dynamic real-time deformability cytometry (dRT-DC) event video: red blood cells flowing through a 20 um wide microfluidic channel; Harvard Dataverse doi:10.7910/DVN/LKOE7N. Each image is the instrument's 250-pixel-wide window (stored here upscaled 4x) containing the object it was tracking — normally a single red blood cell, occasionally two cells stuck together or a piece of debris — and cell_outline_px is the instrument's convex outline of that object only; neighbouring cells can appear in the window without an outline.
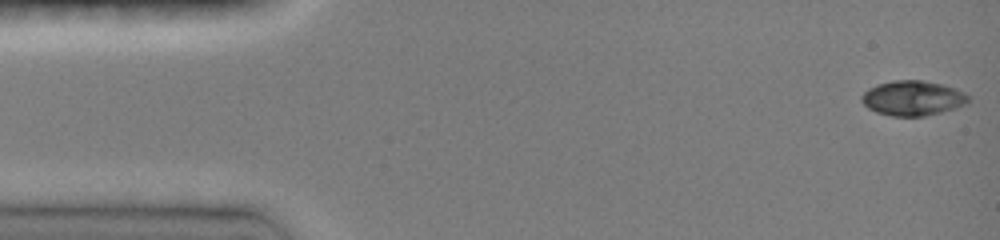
{"species": "common noctule bat (a hibernating species)", "species_latin": "Nyctalus noctula", "temperature_condition": "room temperature", "stored_images_in_passage": 38, "camera_frame_rate_fps": 3000, "um_per_image_px": 0.085, "animal": {"sex": "female", "body_mass_g": 19.0, "forearm_length_mm": 51.5}, "frame": {"image": 1, "passage_image": 1, "time_ms": 0.0, "image_size_px": [1000, 240], "cell_outline_px": [[968, 104], [956, 108], [924, 116], [892, 116], [876, 112], [868, 108], [860, 100], [860, 96], [868, 88], [876, 84], [892, 80], [920, 80], [940, 84], [956, 88], [964, 92], [968, 96]], "centroid_in_image_um": [77.56, 8.34], "position_along_channel_um": 7.4, "area_um2": 21.79}}
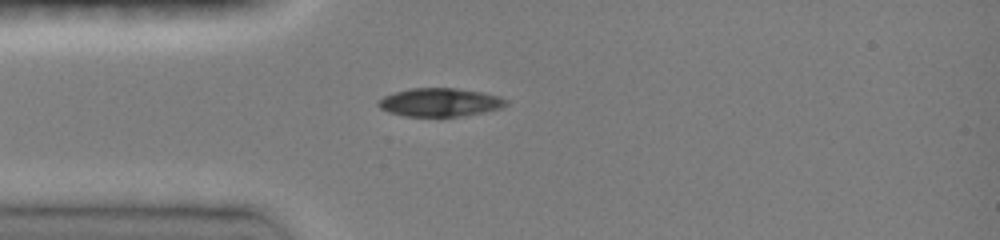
{"frame": {"image": 2, "passage_image": 11, "time_ms": 3.667, "image_size_px": [1000, 240], "cell_outline_px": [[508, 104], [500, 108], [484, 112], [464, 116], [404, 116], [388, 112], [380, 108], [376, 104], [384, 96], [396, 92], [412, 88], [456, 88], [484, 92], [500, 96], [508, 100]], "centroid_in_image_um": [37.43, 8.69], "position_along_channel_um": 47.6, "area_um2": 21.15}}
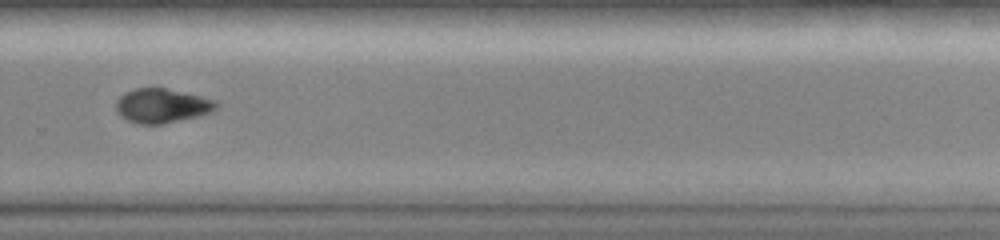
{"frame": {"image": 3, "passage_image": 35, "time_ms": 10.333, "image_size_px": [1000, 240], "cell_outline_px": [[220, 104], [216, 108], [208, 112], [196, 116], [160, 124], [140, 124], [128, 120], [120, 116], [116, 108], [116, 100], [124, 92], [136, 88], [164, 88], [200, 96], [216, 100]], "centroid_in_image_um": [13.73, 8.97], "position_along_channel_um": 316.1, "area_um2": 19.71}}